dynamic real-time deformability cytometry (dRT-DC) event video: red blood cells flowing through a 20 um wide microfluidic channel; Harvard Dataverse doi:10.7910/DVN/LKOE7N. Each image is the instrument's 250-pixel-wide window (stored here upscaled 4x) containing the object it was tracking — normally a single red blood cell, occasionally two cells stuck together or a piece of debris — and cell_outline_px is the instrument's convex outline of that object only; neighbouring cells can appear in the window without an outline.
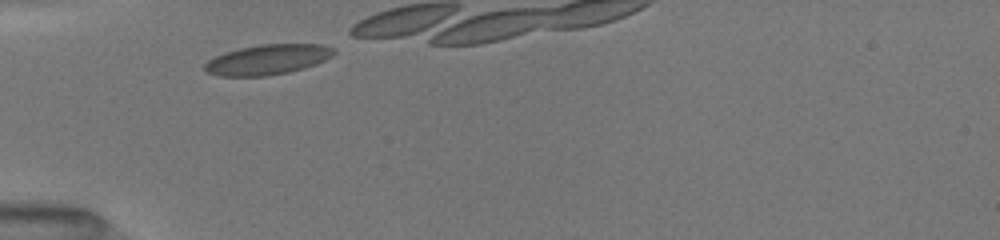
{"species": "common noctule bat (a hibernating species)", "species_latin": "Nyctalus noctula", "temperature_condition": "room temperature", "stored_images_in_passage": 5, "camera_frame_rate_fps": 3000, "um_per_image_px": 0.085, "animal": {"sex": "female", "body_mass_g": 19.5, "forearm_length_mm": 54.1}, "frame": {"image": 1, "passage_image": 1, "time_ms": 0.0, "image_size_px": [1000, 240], "cell_outline_px": [[336, 52], [332, 56], [316, 64], [304, 68], [288, 72], [268, 76], [220, 76], [204, 72], [204, 64], [208, 60], [216, 56], [240, 48], [260, 44], [324, 44], [332, 48]], "centroid_in_image_um": [22.75, 5.07], "position_along_channel_um": 62.3, "area_um2": 22.66}}